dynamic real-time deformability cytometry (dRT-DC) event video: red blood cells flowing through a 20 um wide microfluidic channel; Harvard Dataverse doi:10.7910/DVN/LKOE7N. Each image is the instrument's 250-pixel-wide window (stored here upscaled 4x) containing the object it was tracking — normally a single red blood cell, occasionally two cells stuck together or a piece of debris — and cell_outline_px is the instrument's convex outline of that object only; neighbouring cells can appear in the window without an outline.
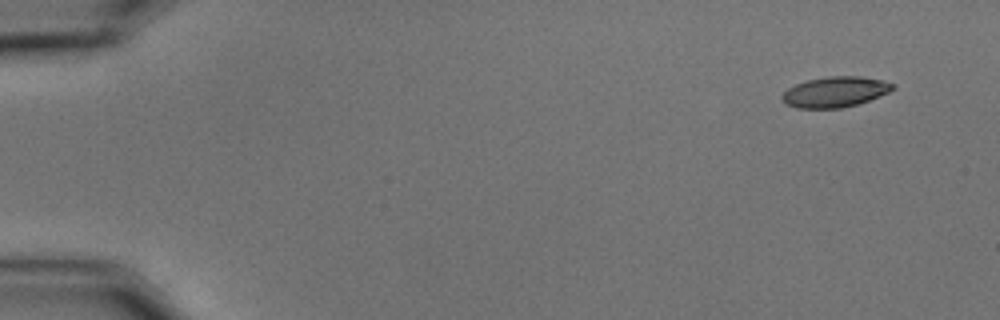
{"species": "common noctule bat (a hibernating species)", "species_latin": "Nyctalus noctula", "temperature_condition": "cold", "stored_images_in_passage": 55, "camera_frame_rate_fps": 3000, "um_per_image_px": 0.085, "animal": {"sex": "male", "body_mass_g": 15.6}, "frame": {"image": 1, "passage_image": 1, "time_ms": 0.0, "image_size_px": [1000, 320], "cell_outline_px": [[896, 88], [888, 92], [868, 100], [856, 104], [840, 108], [796, 108], [784, 104], [780, 100], [780, 96], [788, 88], [796, 84], [808, 80], [828, 76], [860, 76], [880, 80], [896, 84]], "centroid_in_image_um": [70.94, 7.81], "position_along_channel_um": 14.1, "area_um2": 19.65}}
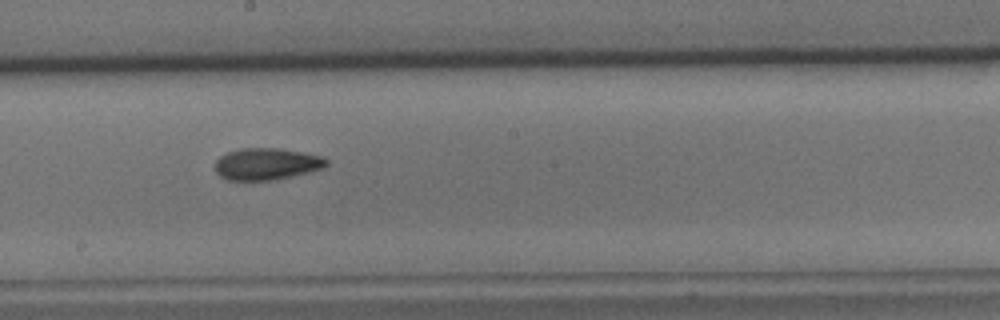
{"frame": {"image": 2, "passage_image": 30, "time_ms": 9.667, "image_size_px": [1000, 320], "cell_outline_px": [[328, 164], [324, 168], [292, 176], [272, 180], [228, 180], [220, 176], [216, 172], [216, 160], [220, 156], [228, 152], [240, 148], [280, 148], [304, 152], [324, 156], [328, 160]], "centroid_in_image_um": [22.69, 13.92], "position_along_channel_um": 225.5, "area_um2": 20.75}}
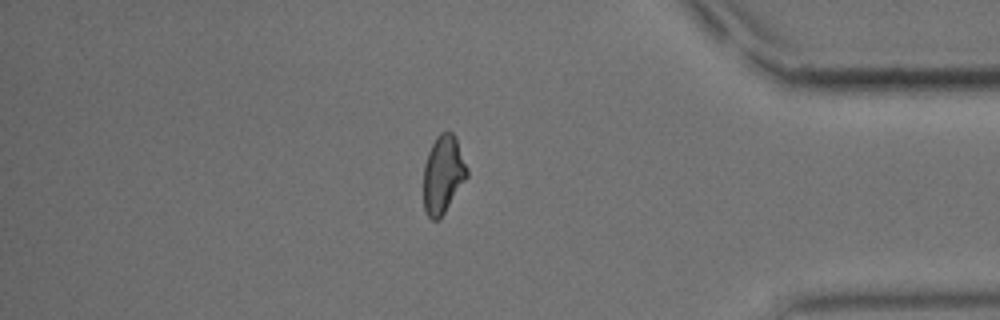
{"frame": {"image": 3, "passage_image": 47, "time_ms": 15.333, "image_size_px": [1000, 320], "cell_outline_px": [[468, 176], [440, 220], [432, 220], [424, 212], [424, 164], [428, 152], [436, 136], [440, 132], [452, 132], [456, 136], [468, 168]], "centroid_in_image_um": [37.67, 14.83], "position_along_channel_um": 397.5, "area_um2": 20.0}, "authors_computed_cell_mechanics": {"area_um2": 20.3456, "velocity_mm_per_s": 3.4887, "shape_relaxation_time_tau1_ms": 6.4816, "shape_relaxation_time_tau2_ms": 4.5169, "deformation_change_tau1": 0.1555, "deformation_change_tau2": 0.1082}}